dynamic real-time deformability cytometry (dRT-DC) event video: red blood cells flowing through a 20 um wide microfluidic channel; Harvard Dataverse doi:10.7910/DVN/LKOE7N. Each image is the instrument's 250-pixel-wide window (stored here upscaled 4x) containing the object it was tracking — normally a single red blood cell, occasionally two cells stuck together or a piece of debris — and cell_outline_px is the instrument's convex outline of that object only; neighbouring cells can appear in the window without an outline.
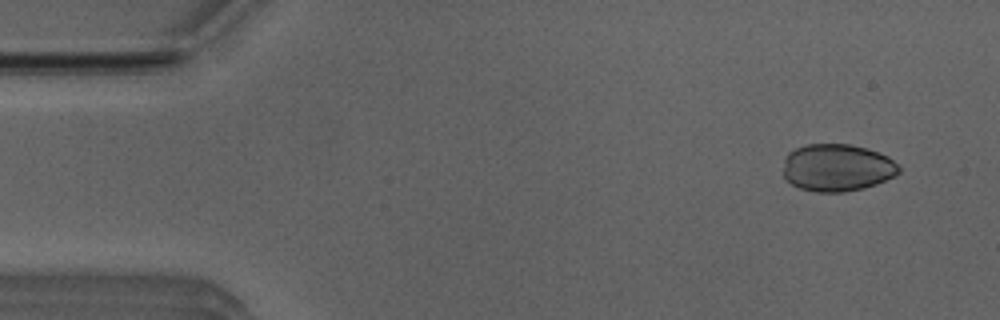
{"species": "Egyptian fruit bat (a non-hibernating species)", "species_latin": "Rousettus aegyptiacus", "temperature_condition": "room temperature", "stored_images_in_passage": 10, "camera_frame_rate_fps": 3000, "um_per_image_px": 0.085, "animal": {"sex": "male"}, "frame": {"image": 1, "passage_image": 4, "time_ms": 1.0, "image_size_px": [1000, 320], "cell_outline_px": [[900, 172], [876, 184], [864, 188], [840, 192], [816, 192], [800, 188], [784, 180], [784, 160], [788, 152], [796, 148], [808, 144], [848, 144], [864, 148], [888, 156], [900, 168]], "centroid_in_image_um": [71.11, 14.25], "position_along_channel_um": 13.9, "area_um2": 31.73}}